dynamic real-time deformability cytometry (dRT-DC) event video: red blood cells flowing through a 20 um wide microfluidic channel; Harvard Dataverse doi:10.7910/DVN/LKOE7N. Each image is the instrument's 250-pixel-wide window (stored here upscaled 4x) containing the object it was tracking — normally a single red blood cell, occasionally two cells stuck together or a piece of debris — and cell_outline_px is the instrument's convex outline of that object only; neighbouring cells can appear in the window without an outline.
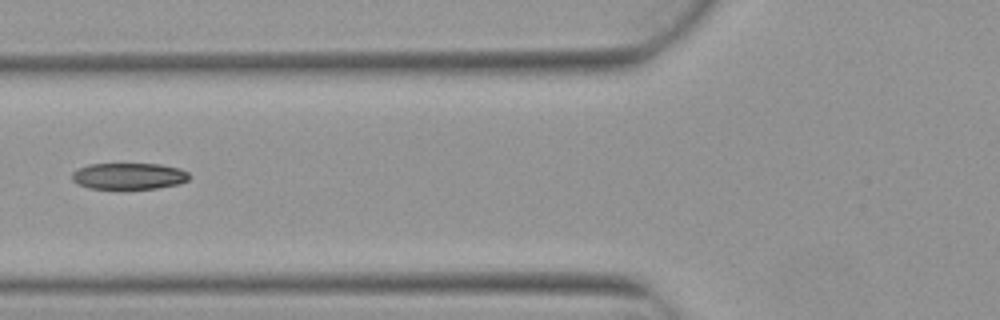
{"species": "Egyptian fruit bat (a non-hibernating species)", "species_latin": "Rousettus aegyptiacus", "temperature_condition": "warm", "stored_images_in_passage": 5, "camera_frame_rate_fps": 3000, "um_per_image_px": 0.085, "animal": {"sex": "female"}, "frame": {"image": 1, "passage_image": 4, "time_ms": 1.0, "image_size_px": [1000, 320], "cell_outline_px": [[188, 180], [180, 184], [156, 188], [88, 188], [76, 184], [72, 180], [72, 172], [88, 164], [160, 164], [180, 168], [188, 172]], "centroid_in_image_um": [10.95, 14.96], "position_along_channel_um": 114.9, "area_um2": 17.98}}
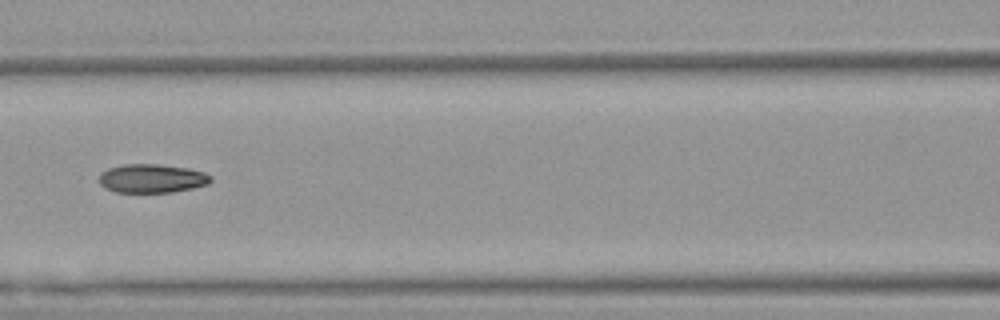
{"frame": {"image": 2, "passage_image": 5, "time_ms": 1.333, "image_size_px": [1000, 320], "cell_outline_px": [[212, 180], [208, 184], [192, 188], [172, 192], [116, 192], [104, 188], [100, 184], [100, 172], [108, 168], [124, 164], [156, 164], [188, 168], [204, 172], [212, 176]], "centroid_in_image_um": [12.91, 15.16], "position_along_channel_um": 153.7, "area_um2": 18.73}}